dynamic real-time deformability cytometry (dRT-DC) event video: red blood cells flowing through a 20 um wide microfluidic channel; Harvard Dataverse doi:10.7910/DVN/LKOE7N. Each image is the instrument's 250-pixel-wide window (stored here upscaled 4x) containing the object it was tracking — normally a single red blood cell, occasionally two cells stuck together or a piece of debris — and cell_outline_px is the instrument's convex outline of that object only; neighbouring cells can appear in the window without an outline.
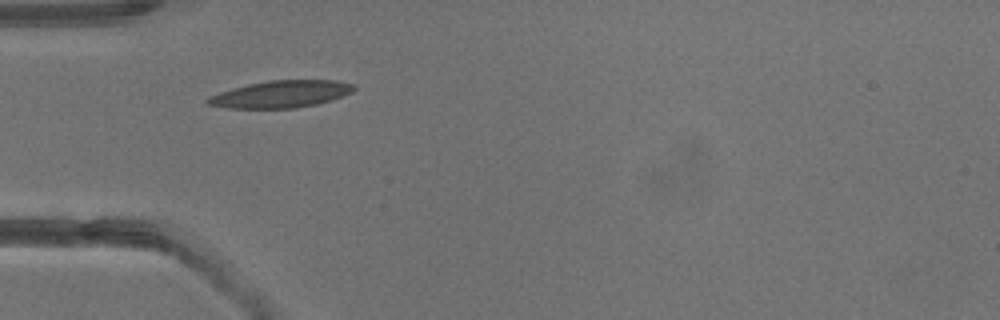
{"species": "common noctule bat (a hibernating species)", "species_latin": "Nyctalus noctula", "temperature_condition": "warm", "stored_images_in_passage": 2, "camera_frame_rate_fps": 3000, "um_per_image_px": 0.085, "animal": {"sex": "male", "body_mass_g": 13.3}, "frame": {"image": 1, "passage_image": 2, "time_ms": 1.0, "image_size_px": [1000, 320], "cell_outline_px": [[356, 88], [352, 92], [344, 96], [332, 100], [316, 104], [296, 108], [228, 108], [208, 104], [204, 100], [208, 96], [220, 92], [248, 84], [272, 80], [336, 80], [356, 84]], "centroid_in_image_um": [23.92, 8.0], "position_along_channel_um": 61.1, "area_um2": 23.12}}